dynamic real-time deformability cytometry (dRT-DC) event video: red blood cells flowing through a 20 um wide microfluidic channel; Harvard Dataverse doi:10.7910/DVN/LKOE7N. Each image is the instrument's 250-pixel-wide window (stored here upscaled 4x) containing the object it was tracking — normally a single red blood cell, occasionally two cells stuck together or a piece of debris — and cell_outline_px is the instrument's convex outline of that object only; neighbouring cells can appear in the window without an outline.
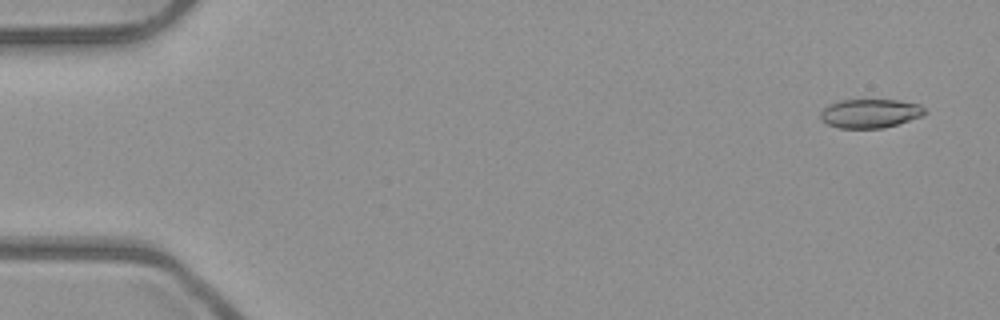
{"species": "common noctule bat (a hibernating species)", "species_latin": "Nyctalus noctula", "temperature_condition": "room temperature", "stored_images_in_passage": 6, "camera_frame_rate_fps": 3000, "um_per_image_px": 0.085, "animal": {"sex": "male", "body_mass_g": 23.1, "forearm_length_mm": 52.7}, "frame": {"image": 1, "passage_image": 1, "time_ms": 0.0, "image_size_px": [1000, 320], "cell_outline_px": [[928, 112], [924, 116], [884, 128], [840, 128], [828, 124], [820, 120], [820, 112], [828, 104], [840, 100], [900, 100], [920, 104]], "centroid_in_image_um": [73.98, 9.64], "position_along_channel_um": 11.0, "area_um2": 17.8}}
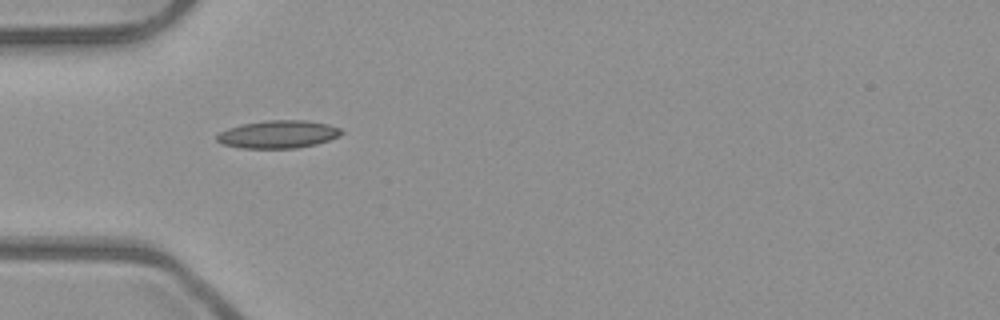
{"frame": {"image": 2, "passage_image": 5, "time_ms": 1.333, "image_size_px": [1000, 320], "cell_outline_px": [[344, 132], [340, 136], [316, 144], [296, 148], [240, 148], [224, 144], [216, 140], [216, 136], [220, 132], [228, 128], [240, 124], [264, 120], [308, 120], [328, 124], [340, 128]], "centroid_in_image_um": [23.65, 11.4], "position_along_channel_um": 61.3, "area_um2": 20.29}}
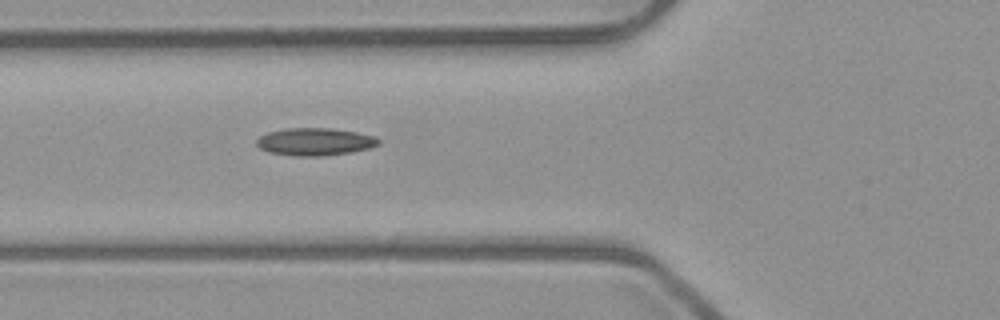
{"frame": {"image": 3, "passage_image": 6, "time_ms": 1.667, "image_size_px": [1000, 320], "cell_outline_px": [[380, 144], [372, 148], [352, 152], [324, 156], [296, 156], [268, 152], [260, 148], [256, 144], [256, 140], [260, 136], [268, 132], [288, 128], [332, 128], [356, 132], [376, 136], [380, 140]], "centroid_in_image_um": [26.81, 12.05], "position_along_channel_um": 99.0, "area_um2": 19.77}}